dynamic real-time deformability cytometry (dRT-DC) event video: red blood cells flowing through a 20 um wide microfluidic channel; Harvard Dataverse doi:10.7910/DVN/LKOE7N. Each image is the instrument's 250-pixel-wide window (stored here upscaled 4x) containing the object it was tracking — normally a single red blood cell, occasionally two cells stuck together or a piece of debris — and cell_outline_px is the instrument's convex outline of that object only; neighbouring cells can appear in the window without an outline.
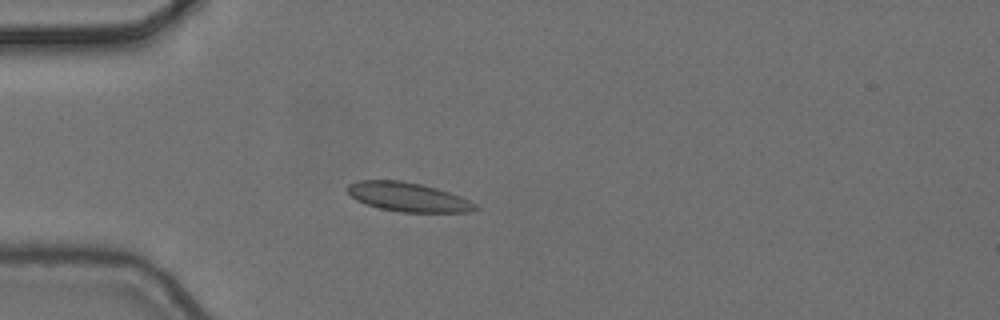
{"species": "common noctule bat (a hibernating species)", "species_latin": "Nyctalus noctula", "temperature_condition": "cold", "stored_images_in_passage": 4, "camera_frame_rate_fps": 3000, "um_per_image_px": 0.085, "animal": {"sex": "female", "body_mass_g": 24.6, "forearm_length_mm": 56.2}, "frame": {"image": 1, "passage_image": 3, "time_ms": 0.667, "image_size_px": [1000, 320], "cell_outline_px": [[480, 208], [472, 212], [400, 212], [380, 208], [356, 200], [344, 188], [348, 184], [360, 180], [400, 180], [420, 184], [436, 188], [460, 196], [476, 204]], "centroid_in_image_um": [34.68, 16.74], "position_along_channel_um": 50.3, "area_um2": 21.62}}